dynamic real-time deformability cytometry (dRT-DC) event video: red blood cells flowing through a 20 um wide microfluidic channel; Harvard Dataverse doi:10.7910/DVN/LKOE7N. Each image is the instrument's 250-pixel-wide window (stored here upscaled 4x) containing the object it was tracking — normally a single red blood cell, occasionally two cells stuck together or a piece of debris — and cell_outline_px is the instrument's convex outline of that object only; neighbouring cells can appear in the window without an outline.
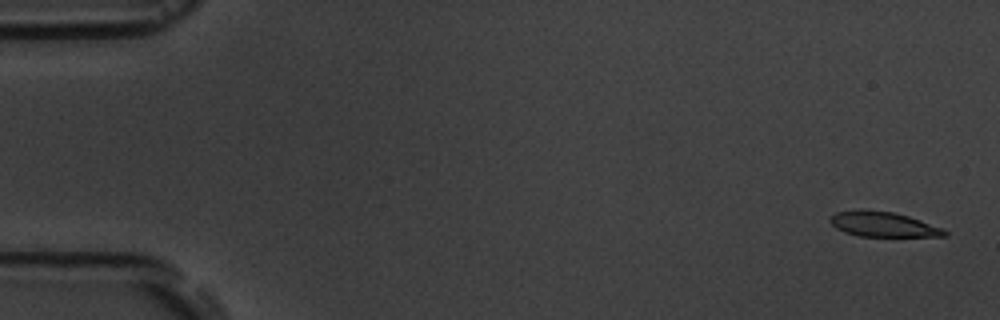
{"species": "common noctule bat (a hibernating species)", "species_latin": "Nyctalus noctula", "temperature_condition": "room temperature", "stored_images_in_passage": 4, "camera_frame_rate_fps": 3000, "um_per_image_px": 0.085, "animal": {"sex": "male", "body_mass_g": 19.5, "forearm_length_mm": 54.6}, "frame": {"image": 1, "passage_image": 1, "time_ms": 0.0, "image_size_px": [1000, 320], "cell_outline_px": [[948, 236], [860, 236], [844, 232], [836, 228], [828, 220], [836, 212], [892, 212], [908, 216], [944, 228], [948, 232]], "centroid_in_image_um": [75.14, 19.11], "position_along_channel_um": 9.9, "area_um2": 15.95}}
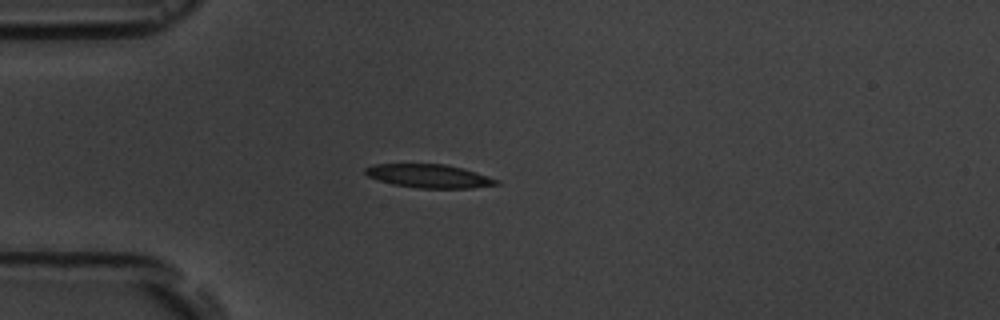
{"frame": {"image": 2, "passage_image": 4, "time_ms": 4.333, "image_size_px": [1000, 320], "cell_outline_px": [[500, 184], [472, 188], [420, 188], [392, 184], [368, 176], [364, 172], [364, 168], [372, 164], [444, 164], [476, 172], [500, 180]], "centroid_in_image_um": [36.47, 14.96], "position_along_channel_um": 48.5, "area_um2": 17.86}}